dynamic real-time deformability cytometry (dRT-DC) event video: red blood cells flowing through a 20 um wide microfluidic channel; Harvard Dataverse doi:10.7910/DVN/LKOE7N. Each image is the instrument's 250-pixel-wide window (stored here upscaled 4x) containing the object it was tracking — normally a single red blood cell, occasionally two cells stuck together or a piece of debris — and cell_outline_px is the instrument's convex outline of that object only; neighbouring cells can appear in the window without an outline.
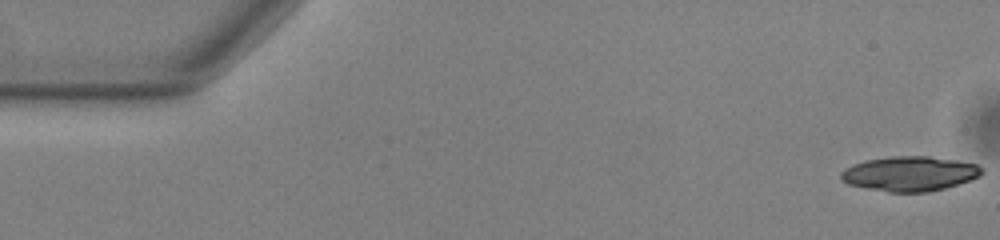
{"species": "common noctule bat (a hibernating species)", "species_latin": "Nyctalus noctula", "temperature_condition": "warm", "stored_images_in_passage": 44, "segment_of_instrument_passage": [1, 2], "camera_frame_rate_fps": 3000, "um_per_image_px": 0.085, "animal": {"sex": "male", "body_mass_g": 13.0, "forearm_length_mm": 53.1}, "frame": {"image": 1, "passage_image": 1, "time_ms": 0.0, "image_size_px": [1000, 240], "cell_outline_px": [[984, 172], [980, 176], [944, 188], [928, 192], [888, 192], [864, 188], [848, 184], [840, 180], [840, 172], [852, 164], [864, 160], [892, 156], [928, 156], [956, 160], [976, 164]], "centroid_in_image_um": [77.27, 14.76], "position_along_channel_um": 7.7, "area_um2": 28.55}}
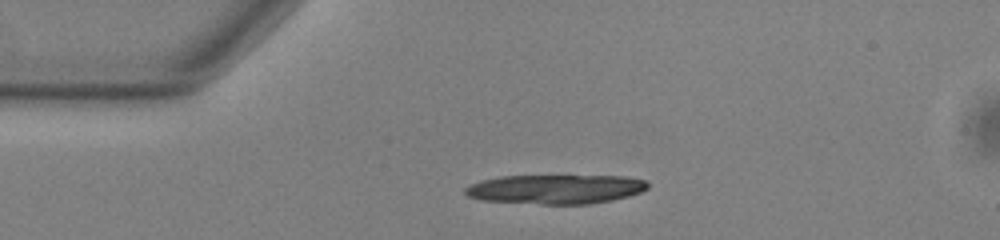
{"frame": {"image": 2, "passage_image": 12, "time_ms": 3.667, "image_size_px": [1000, 240], "cell_outline_px": [[648, 188], [640, 192], [628, 196], [612, 200], [588, 204], [540, 204], [480, 200], [468, 196], [464, 192], [464, 188], [480, 180], [500, 176], [624, 176], [644, 180], [648, 184]], "centroid_in_image_um": [47.2, 16.08], "position_along_channel_um": 37.8, "area_um2": 31.15}}